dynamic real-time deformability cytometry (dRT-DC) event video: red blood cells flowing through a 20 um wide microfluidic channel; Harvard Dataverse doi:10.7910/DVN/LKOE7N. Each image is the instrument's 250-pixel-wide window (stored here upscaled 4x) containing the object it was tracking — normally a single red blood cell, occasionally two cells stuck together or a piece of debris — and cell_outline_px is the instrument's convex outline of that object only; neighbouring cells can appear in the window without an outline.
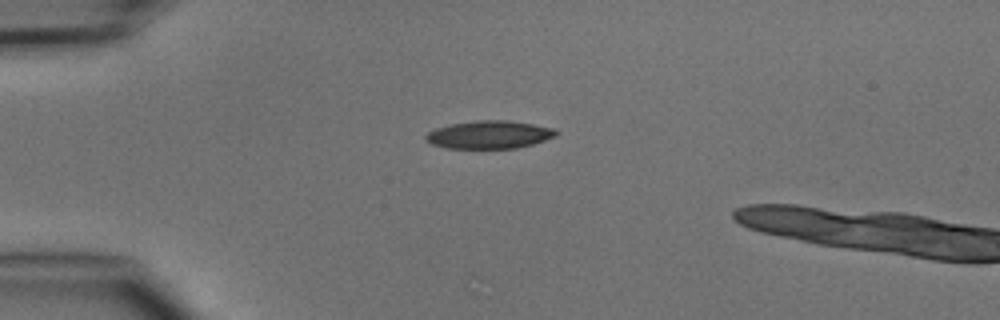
{"species": "common noctule bat (a hibernating species)", "species_latin": "Nyctalus noctula", "temperature_condition": "cold", "stored_images_in_passage": 5, "camera_frame_rate_fps": 3000, "um_per_image_px": 0.085, "animal": {"sex": "male", "body_mass_g": 15.6}, "frame": {"image": 1, "passage_image": 1, "time_ms": 0.0, "image_size_px": [1000, 320], "cell_outline_px": [[560, 132], [556, 136], [532, 144], [516, 148], [444, 148], [432, 144], [424, 140], [424, 136], [428, 132], [436, 128], [448, 124], [476, 120], [508, 120], [556, 128]], "centroid_in_image_um": [41.58, 11.44], "position_along_channel_um": 43.4, "area_um2": 21.39}}